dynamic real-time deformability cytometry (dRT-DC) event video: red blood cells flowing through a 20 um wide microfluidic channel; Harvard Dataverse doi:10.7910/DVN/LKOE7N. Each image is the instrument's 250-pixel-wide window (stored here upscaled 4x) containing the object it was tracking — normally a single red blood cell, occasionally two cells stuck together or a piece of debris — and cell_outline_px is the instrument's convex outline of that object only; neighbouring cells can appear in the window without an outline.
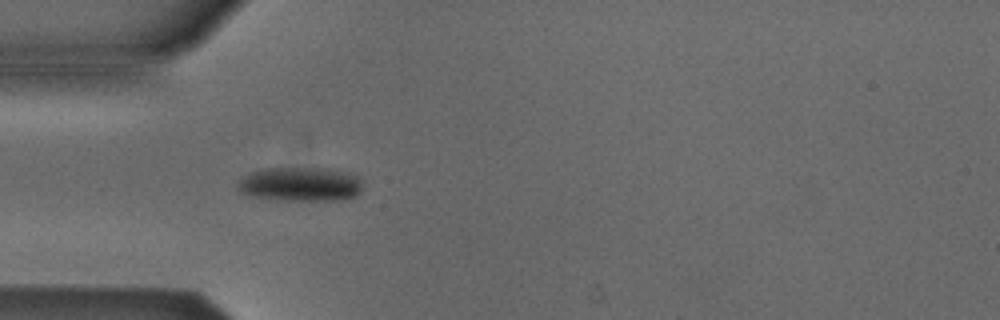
{"species": "Egyptian fruit bat (a non-hibernating species)", "species_latin": "Rousettus aegyptiacus", "temperature_condition": "cold", "stored_images_in_passage": 3, "camera_frame_rate_fps": 3000, "um_per_image_px": 0.085, "animal": {"sex": "male"}, "frame": {"image": 1, "passage_image": 3, "time_ms": 2.333, "image_size_px": [1000, 320], "cell_outline_px": [[364, 180], [360, 192], [356, 196], [340, 200], [280, 200], [248, 196], [240, 192], [236, 188], [236, 184], [244, 176], [252, 172], [268, 168], [328, 168], [348, 172]], "centroid_in_image_um": [25.55, 15.66], "position_along_channel_um": 59.5, "area_um2": 25.2}}